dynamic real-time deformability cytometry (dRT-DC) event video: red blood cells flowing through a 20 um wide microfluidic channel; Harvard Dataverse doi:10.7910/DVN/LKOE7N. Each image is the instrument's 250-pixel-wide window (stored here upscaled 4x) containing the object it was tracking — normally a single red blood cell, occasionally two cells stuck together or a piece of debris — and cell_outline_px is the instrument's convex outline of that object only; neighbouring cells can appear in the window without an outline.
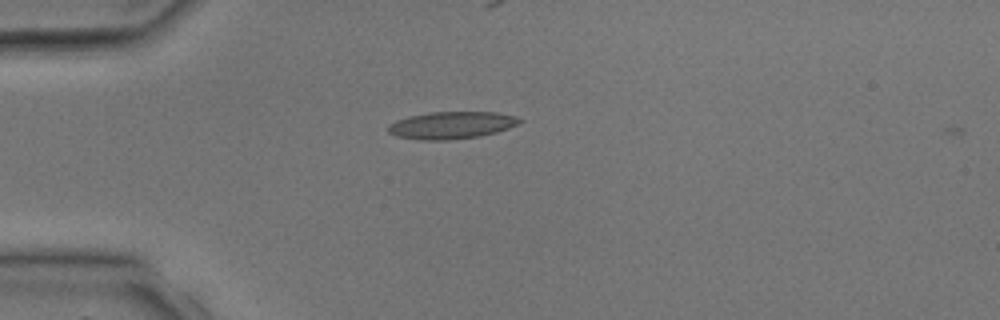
{"species": "common noctule bat (a hibernating species)", "species_latin": "Nyctalus noctula", "temperature_condition": "room temperature", "stored_images_in_passage": 3, "camera_frame_rate_fps": 3000, "um_per_image_px": 0.085, "animal": {"sex": "male", "body_mass_g": 17.9, "forearm_length_mm": 54.2}, "frame": {"image": 1, "passage_image": 3, "time_ms": 2.667, "image_size_px": [1000, 320], "cell_outline_px": [[524, 120], [508, 128], [496, 132], [476, 136], [444, 140], [424, 140], [396, 136], [388, 132], [388, 124], [396, 120], [408, 116], [428, 112], [496, 112], [516, 116]], "centroid_in_image_um": [38.34, 10.62], "position_along_channel_um": 46.7, "area_um2": 20.69}}